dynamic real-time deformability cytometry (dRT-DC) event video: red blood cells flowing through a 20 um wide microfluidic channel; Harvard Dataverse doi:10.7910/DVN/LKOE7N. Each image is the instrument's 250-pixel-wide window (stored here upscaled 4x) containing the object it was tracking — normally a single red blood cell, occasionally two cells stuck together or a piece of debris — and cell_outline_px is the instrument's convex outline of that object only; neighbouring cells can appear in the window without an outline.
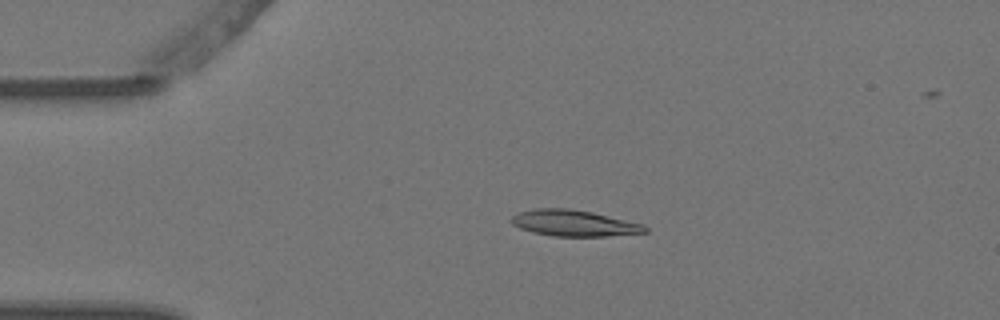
{"species": "Egyptian fruit bat (a non-hibernating species)", "species_latin": "Rousettus aegyptiacus", "temperature_condition": "warm", "stored_images_in_passage": 5, "camera_frame_rate_fps": 3000, "um_per_image_px": 0.085, "animal": {"sex": "female"}, "frame": {"image": 1, "passage_image": 3, "time_ms": 0.667, "image_size_px": [1000, 320], "cell_outline_px": [[648, 232], [608, 236], [552, 236], [532, 232], [520, 228], [512, 224], [512, 216], [520, 212], [532, 208], [568, 208], [592, 212], [644, 224], [648, 228]], "centroid_in_image_um": [48.8, 18.96], "position_along_channel_um": 36.2, "area_um2": 20.4}}